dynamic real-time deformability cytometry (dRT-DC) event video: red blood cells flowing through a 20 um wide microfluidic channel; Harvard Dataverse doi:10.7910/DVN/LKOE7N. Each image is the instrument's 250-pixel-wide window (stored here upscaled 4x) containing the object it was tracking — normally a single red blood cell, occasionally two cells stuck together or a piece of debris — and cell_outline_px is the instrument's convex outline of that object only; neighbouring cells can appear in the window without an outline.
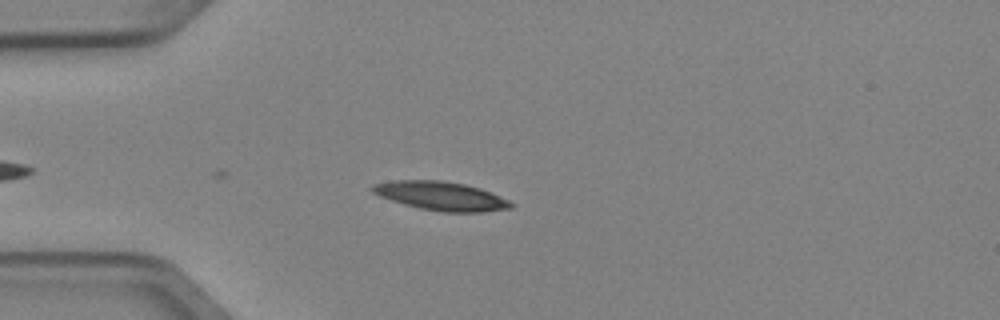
{"species": "Egyptian fruit bat (a non-hibernating species)", "species_latin": "Rousettus aegyptiacus", "temperature_condition": "cold", "stored_images_in_passage": 3, "camera_frame_rate_fps": 3000, "um_per_image_px": 0.085, "animal": {"sex": "female"}, "frame": {"image": 1, "passage_image": 3, "time_ms": 0.667, "image_size_px": [1000, 320], "cell_outline_px": [[516, 204], [512, 208], [480, 212], [444, 212], [420, 208], [404, 204], [380, 196], [372, 192], [368, 188], [372, 184], [392, 180], [440, 180], [464, 184], [480, 188], [508, 200]], "centroid_in_image_um": [37.46, 16.65], "position_along_channel_um": 47.5, "area_um2": 23.18}}